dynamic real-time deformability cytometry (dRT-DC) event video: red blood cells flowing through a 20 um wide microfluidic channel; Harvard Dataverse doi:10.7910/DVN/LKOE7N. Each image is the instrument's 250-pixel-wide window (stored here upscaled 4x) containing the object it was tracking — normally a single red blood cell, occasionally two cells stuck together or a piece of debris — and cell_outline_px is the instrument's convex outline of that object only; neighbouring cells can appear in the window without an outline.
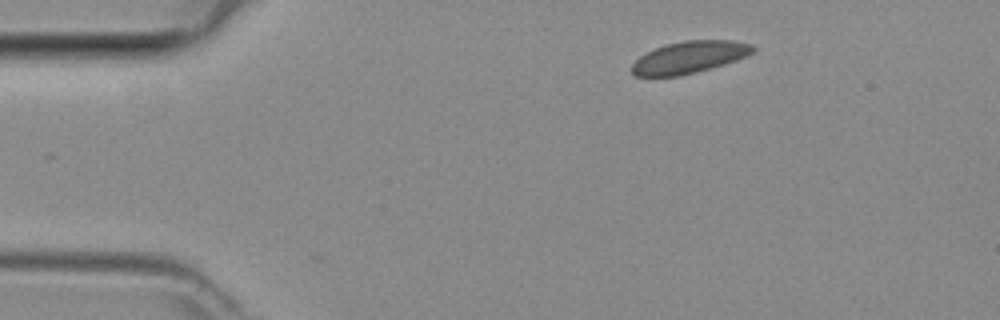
{"species": "common noctule bat (a hibernating species)", "species_latin": "Nyctalus noctula", "temperature_condition": "room temperature", "stored_images_in_passage": 2, "camera_frame_rate_fps": 3000, "um_per_image_px": 0.085, "animal": {"sex": "female", "body_mass_g": 29.2, "forearm_length_mm": 56.3}, "frame": {"image": 1, "passage_image": 1, "time_ms": 0.0, "image_size_px": [1000, 320], "cell_outline_px": [[756, 52], [736, 60], [724, 64], [696, 72], [680, 76], [636, 76], [632, 72], [632, 64], [640, 56], [664, 44], [684, 40], [732, 40], [752, 44], [756, 48]], "centroid_in_image_um": [58.63, 4.85], "position_along_channel_um": 26.4, "area_um2": 22.6}}